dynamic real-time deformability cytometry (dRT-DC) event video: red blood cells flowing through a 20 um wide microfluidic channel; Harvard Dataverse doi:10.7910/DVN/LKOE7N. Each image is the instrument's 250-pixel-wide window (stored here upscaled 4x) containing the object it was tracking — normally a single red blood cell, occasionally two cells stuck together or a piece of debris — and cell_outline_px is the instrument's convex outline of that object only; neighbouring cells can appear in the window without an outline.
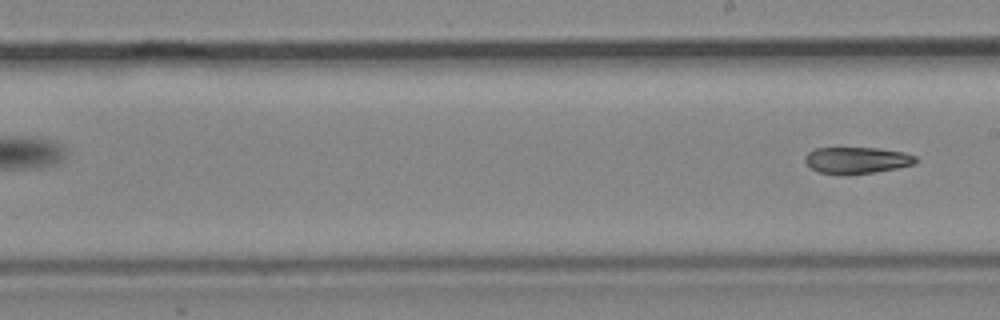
{"species": "common noctule bat (a hibernating species)", "species_latin": "Nyctalus noctula", "temperature_condition": "cold", "stored_images_in_passage": 9, "segment_of_instrument_passage": [2, 2], "camera_frame_rate_fps": 3000, "um_per_image_px": 0.085, "animal": {"sex": "male", "body_mass_g": 19.2, "forearm_length_mm": 51.8}, "frame": {"image": 1, "passage_image": 9, "time_ms": 9.333, "image_size_px": [1000, 320], "cell_outline_px": [[916, 164], [896, 168], [848, 176], [844, 176], [816, 172], [804, 160], [804, 156], [808, 152], [816, 148], [880, 148], [904, 152], [916, 156]], "centroid_in_image_um": [72.8, 13.64], "position_along_channel_um": 216.2, "area_um2": 17.4}}